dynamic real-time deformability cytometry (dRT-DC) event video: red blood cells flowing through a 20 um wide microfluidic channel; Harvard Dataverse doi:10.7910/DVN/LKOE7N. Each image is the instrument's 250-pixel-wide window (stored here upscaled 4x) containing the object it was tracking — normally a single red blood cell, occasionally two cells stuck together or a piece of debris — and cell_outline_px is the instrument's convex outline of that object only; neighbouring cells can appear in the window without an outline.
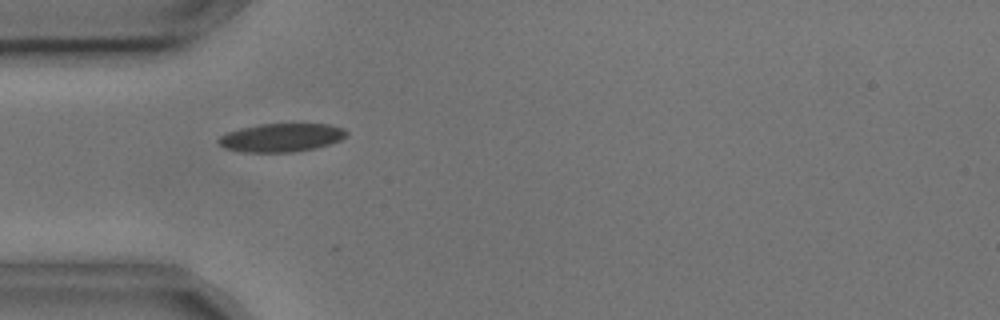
{"species": "common noctule bat (a hibernating species)", "species_latin": "Nyctalus noctula", "temperature_condition": "cold", "stored_images_in_passage": 6, "camera_frame_rate_fps": 3000, "um_per_image_px": 0.085, "animal": {"sex": "male", "body_mass_g": 17.9, "forearm_length_mm": 54.2}, "frame": {"image": 1, "passage_image": 1, "time_ms": 0.0, "image_size_px": [1000, 320], "cell_outline_px": [[348, 132], [340, 140], [328, 144], [312, 148], [292, 152], [244, 152], [224, 148], [216, 140], [224, 132], [240, 128], [260, 124], [332, 124], [344, 128]], "centroid_in_image_um": [23.87, 11.68], "position_along_channel_um": 61.1, "area_um2": 21.15}}
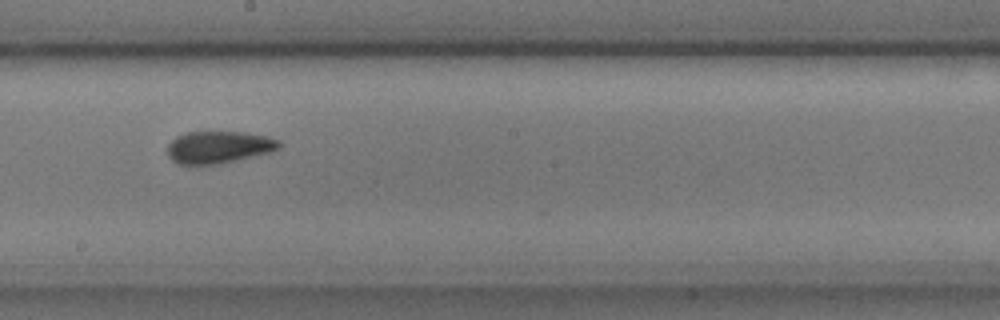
{"frame": {"image": 2, "passage_image": 5, "time_ms": 1.333, "image_size_px": [1000, 320], "cell_outline_px": [[280, 148], [268, 152], [220, 164], [176, 164], [168, 156], [168, 144], [176, 136], [188, 132], [244, 132], [264, 136], [280, 140]], "centroid_in_image_um": [18.55, 12.51], "position_along_channel_um": 229.6, "area_um2": 20.75}}
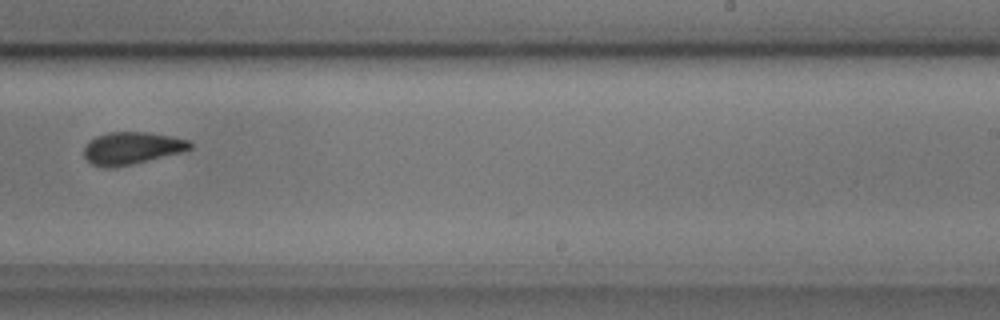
{"frame": {"image": 3, "passage_image": 6, "time_ms": 1.667, "image_size_px": [1000, 320], "cell_outline_px": [[192, 148], [184, 152], [132, 164], [112, 168], [104, 168], [92, 164], [84, 156], [84, 148], [88, 140], [96, 136], [108, 132], [152, 132], [192, 140]], "centroid_in_image_um": [11.23, 12.58], "position_along_channel_um": 277.8, "area_um2": 20.35}}